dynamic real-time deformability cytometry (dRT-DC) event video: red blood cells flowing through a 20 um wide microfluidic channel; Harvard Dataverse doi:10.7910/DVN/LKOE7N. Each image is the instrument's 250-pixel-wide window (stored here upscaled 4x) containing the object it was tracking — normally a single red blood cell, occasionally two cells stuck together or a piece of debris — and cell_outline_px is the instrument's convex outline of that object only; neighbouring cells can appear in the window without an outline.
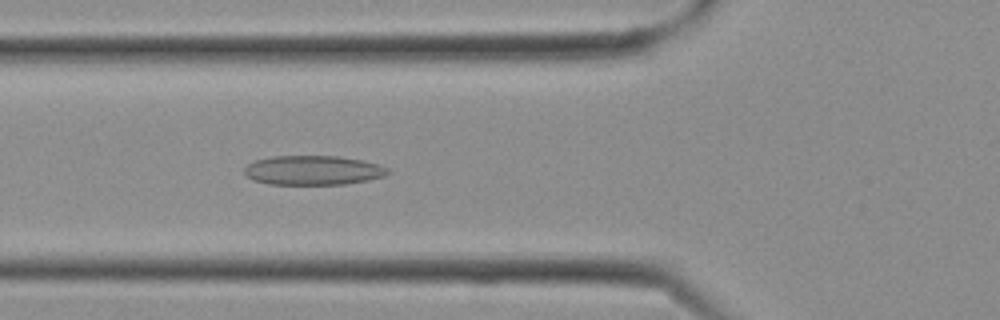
{"species": "Egyptian fruit bat (a non-hibernating species)", "species_latin": "Rousettus aegyptiacus", "temperature_condition": "cold", "stored_images_in_passage": 10, "camera_frame_rate_fps": 3000, "um_per_image_px": 0.085, "frame": {"image": 1, "passage_image": 10, "time_ms": 3.0, "image_size_px": [1000, 320], "cell_outline_px": [[392, 172], [384, 176], [368, 180], [344, 184], [268, 184], [252, 180], [244, 172], [244, 168], [248, 164], [256, 160], [272, 156], [340, 156], [364, 160], [380, 164], [388, 168]], "centroid_in_image_um": [26.65, 14.47], "position_along_channel_um": 99.2, "area_um2": 24.74}}